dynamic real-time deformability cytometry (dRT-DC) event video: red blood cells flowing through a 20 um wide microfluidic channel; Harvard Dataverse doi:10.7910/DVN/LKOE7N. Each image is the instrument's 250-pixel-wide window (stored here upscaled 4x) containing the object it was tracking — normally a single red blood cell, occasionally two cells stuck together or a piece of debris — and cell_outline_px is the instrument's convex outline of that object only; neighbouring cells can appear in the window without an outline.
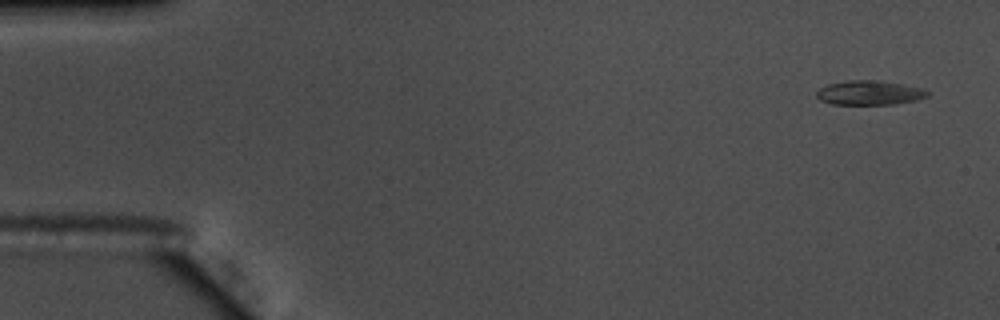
{"species": "common noctule bat (a hibernating species)", "species_latin": "Nyctalus noctula", "temperature_condition": "warm", "stored_images_in_passage": 54, "camera_frame_rate_fps": 3000, "um_per_image_px": 0.085, "animal": {"sex": "male", "body_mass_g": 17.5, "forearm_length_mm": 52.3}, "frame": {"image": 1, "passage_image": 1, "time_ms": 0.0, "image_size_px": [1000, 320], "cell_outline_px": [[928, 96], [916, 100], [892, 104], [832, 104], [820, 100], [816, 96], [816, 92], [820, 88], [828, 84], [848, 80], [880, 80], [920, 88], [928, 92]], "centroid_in_image_um": [73.86, 7.88], "position_along_channel_um": 11.1, "area_um2": 15.55}}
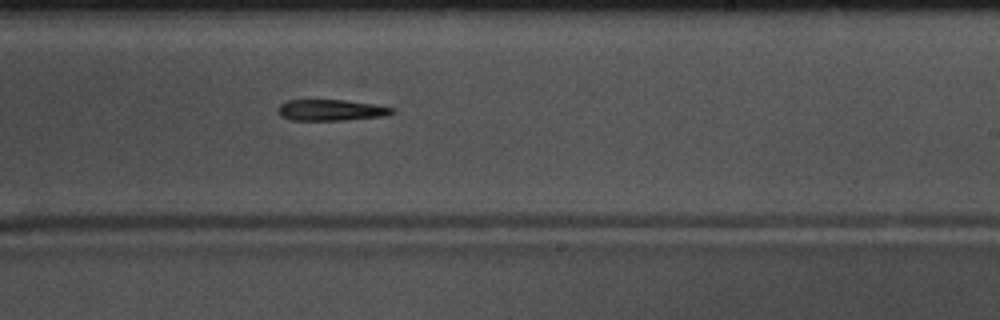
{"frame": {"image": 2, "passage_image": 32, "time_ms": 10.333, "image_size_px": [1000, 320], "cell_outline_px": [[396, 112], [384, 116], [340, 120], [292, 120], [280, 116], [280, 104], [288, 100], [344, 100], [376, 104], [396, 108]], "centroid_in_image_um": [28.2, 9.35], "position_along_channel_um": 260.8, "area_um2": 13.99}}
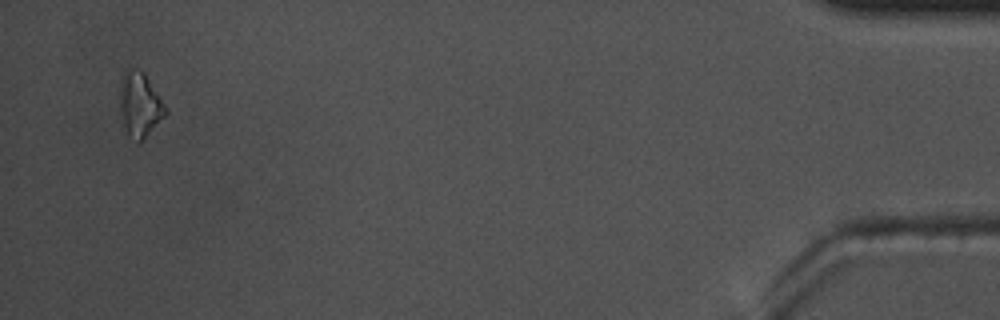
{"frame": {"image": 3, "passage_image": 52, "time_ms": 17.0, "image_size_px": [1000, 320], "cell_outline_px": [[168, 112], [140, 140], [136, 140], [128, 132], [124, 124], [120, 104], [120, 88], [124, 72], [128, 68], [140, 68], [144, 72], [168, 108]], "centroid_in_image_um": [11.91, 8.79], "position_along_channel_um": 423.3, "area_um2": 16.53}}